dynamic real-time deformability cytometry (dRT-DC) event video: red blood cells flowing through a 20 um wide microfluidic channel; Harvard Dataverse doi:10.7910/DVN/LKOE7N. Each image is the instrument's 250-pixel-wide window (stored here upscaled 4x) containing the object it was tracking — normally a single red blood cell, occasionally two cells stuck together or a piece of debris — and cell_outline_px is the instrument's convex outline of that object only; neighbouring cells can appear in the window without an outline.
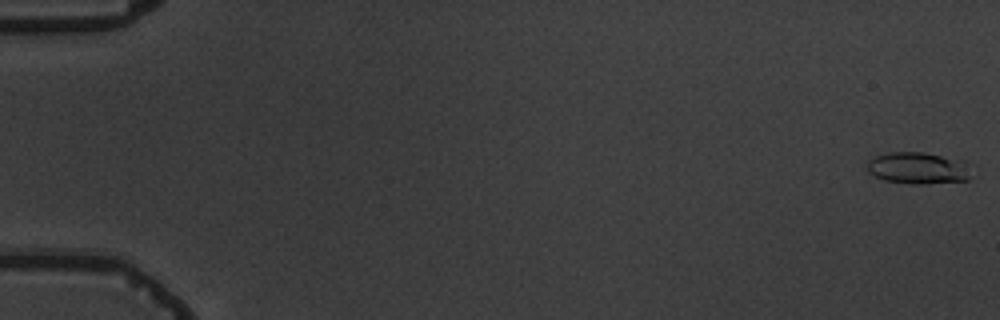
{"species": "common noctule bat (a hibernating species)", "species_latin": "Nyctalus noctula", "temperature_condition": "warm", "stored_images_in_passage": 5, "camera_frame_rate_fps": 3000, "um_per_image_px": 0.085, "animal": {"sex": "male", "body_mass_g": 19.5, "forearm_length_mm": 54.6}, "frame": {"image": 1, "passage_image": 1, "time_ms": 0.0, "image_size_px": [1000, 320], "cell_outline_px": [[968, 180], [924, 184], [912, 184], [884, 180], [868, 172], [868, 160], [876, 156], [888, 152], [924, 152], [968, 160]], "centroid_in_image_um": [78.05, 14.27], "position_along_channel_um": 6.9, "area_um2": 19.36}}
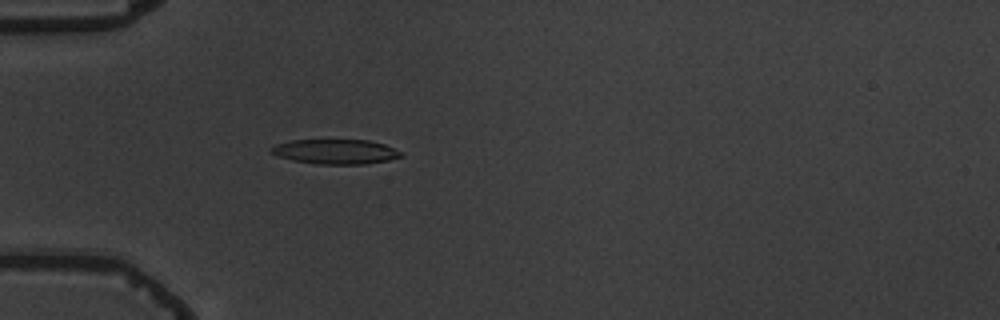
{"frame": {"image": 2, "passage_image": 5, "time_ms": 5.667, "image_size_px": [1000, 320], "cell_outline_px": [[404, 156], [388, 160], [364, 164], [316, 164], [292, 160], [276, 156], [272, 152], [272, 148], [276, 144], [292, 140], [368, 140], [384, 144], [404, 152]], "centroid_in_image_um": [28.56, 12.89], "position_along_channel_um": 56.4, "area_um2": 18.73}}